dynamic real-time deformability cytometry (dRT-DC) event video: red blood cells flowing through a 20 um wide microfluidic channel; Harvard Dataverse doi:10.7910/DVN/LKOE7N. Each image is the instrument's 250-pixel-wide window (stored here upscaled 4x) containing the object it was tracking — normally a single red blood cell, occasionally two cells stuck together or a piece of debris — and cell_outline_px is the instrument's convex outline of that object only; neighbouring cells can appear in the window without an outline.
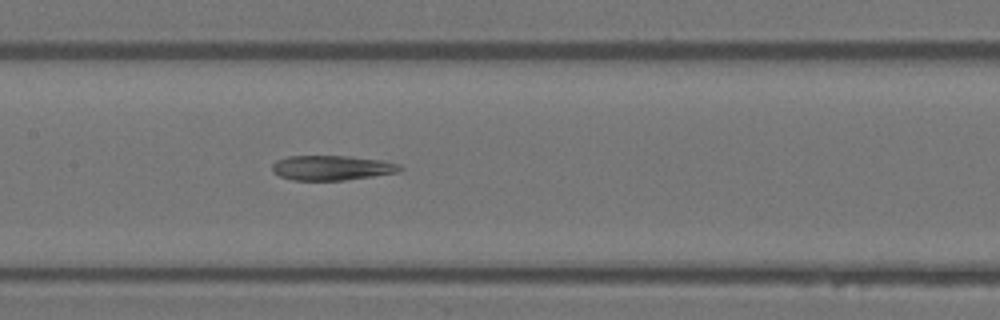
{"species": "Egyptian fruit bat (a non-hibernating species)", "species_latin": "Rousettus aegyptiacus", "temperature_condition": "warm", "stored_images_in_passage": 19, "camera_frame_rate_fps": 3000, "um_per_image_px": 0.085, "animal": {"sex": "female"}, "frame": {"image": 1, "passage_image": 19, "time_ms": 6.0, "image_size_px": [1000, 320], "cell_outline_px": [[404, 168], [400, 172], [344, 180], [292, 180], [280, 176], [272, 172], [272, 164], [276, 160], [288, 156], [348, 156], [380, 160], [400, 164]], "centroid_in_image_um": [28.2, 14.26], "position_along_channel_um": 179.2, "area_um2": 18.5}}